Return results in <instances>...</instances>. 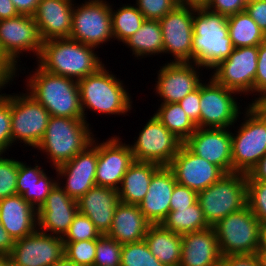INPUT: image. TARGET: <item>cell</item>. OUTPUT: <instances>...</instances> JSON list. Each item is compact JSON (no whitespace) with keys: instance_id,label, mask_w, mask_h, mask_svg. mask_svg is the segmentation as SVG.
<instances>
[{"instance_id":"1","label":"cell","mask_w":266,"mask_h":266,"mask_svg":"<svg viewBox=\"0 0 266 266\" xmlns=\"http://www.w3.org/2000/svg\"><path fill=\"white\" fill-rule=\"evenodd\" d=\"M95 48L71 38L46 40L36 60L37 65L48 73L78 81L105 65Z\"/></svg>"},{"instance_id":"2","label":"cell","mask_w":266,"mask_h":266,"mask_svg":"<svg viewBox=\"0 0 266 266\" xmlns=\"http://www.w3.org/2000/svg\"><path fill=\"white\" fill-rule=\"evenodd\" d=\"M192 63L213 70L233 52L227 17L198 7L193 12Z\"/></svg>"},{"instance_id":"3","label":"cell","mask_w":266,"mask_h":266,"mask_svg":"<svg viewBox=\"0 0 266 266\" xmlns=\"http://www.w3.org/2000/svg\"><path fill=\"white\" fill-rule=\"evenodd\" d=\"M27 78L26 92L43 105L50 116L84 118L75 79L48 73L38 65Z\"/></svg>"},{"instance_id":"4","label":"cell","mask_w":266,"mask_h":266,"mask_svg":"<svg viewBox=\"0 0 266 266\" xmlns=\"http://www.w3.org/2000/svg\"><path fill=\"white\" fill-rule=\"evenodd\" d=\"M111 72L103 65L97 72L77 81L84 120L87 123L89 122L85 111L88 109L102 115L119 116L125 114L128 116L127 113L132 110L133 101L125 89L124 81Z\"/></svg>"},{"instance_id":"5","label":"cell","mask_w":266,"mask_h":266,"mask_svg":"<svg viewBox=\"0 0 266 266\" xmlns=\"http://www.w3.org/2000/svg\"><path fill=\"white\" fill-rule=\"evenodd\" d=\"M89 125L84 118L50 116L46 131L35 149L45 153L50 159L47 162L56 168L92 143L95 135Z\"/></svg>"},{"instance_id":"6","label":"cell","mask_w":266,"mask_h":266,"mask_svg":"<svg viewBox=\"0 0 266 266\" xmlns=\"http://www.w3.org/2000/svg\"><path fill=\"white\" fill-rule=\"evenodd\" d=\"M250 103V104H249ZM248 103L243 122L231 131L232 173L248 174L266 154V106Z\"/></svg>"},{"instance_id":"7","label":"cell","mask_w":266,"mask_h":266,"mask_svg":"<svg viewBox=\"0 0 266 266\" xmlns=\"http://www.w3.org/2000/svg\"><path fill=\"white\" fill-rule=\"evenodd\" d=\"M221 256L261 252L263 225L248 205L213 226Z\"/></svg>"},{"instance_id":"8","label":"cell","mask_w":266,"mask_h":266,"mask_svg":"<svg viewBox=\"0 0 266 266\" xmlns=\"http://www.w3.org/2000/svg\"><path fill=\"white\" fill-rule=\"evenodd\" d=\"M197 201L210 227L229 214L247 206L245 173H226L217 182L198 192Z\"/></svg>"},{"instance_id":"9","label":"cell","mask_w":266,"mask_h":266,"mask_svg":"<svg viewBox=\"0 0 266 266\" xmlns=\"http://www.w3.org/2000/svg\"><path fill=\"white\" fill-rule=\"evenodd\" d=\"M207 80L208 83H200V120L196 123L197 128H232L241 115L242 105L235 97L239 93L217 83L211 76Z\"/></svg>"},{"instance_id":"10","label":"cell","mask_w":266,"mask_h":266,"mask_svg":"<svg viewBox=\"0 0 266 266\" xmlns=\"http://www.w3.org/2000/svg\"><path fill=\"white\" fill-rule=\"evenodd\" d=\"M10 107L11 146L20 140L35 149L46 131L50 113L26 91L10 94Z\"/></svg>"},{"instance_id":"11","label":"cell","mask_w":266,"mask_h":266,"mask_svg":"<svg viewBox=\"0 0 266 266\" xmlns=\"http://www.w3.org/2000/svg\"><path fill=\"white\" fill-rule=\"evenodd\" d=\"M80 43L99 48L113 39L111 4L106 0L74 3L70 37Z\"/></svg>"},{"instance_id":"12","label":"cell","mask_w":266,"mask_h":266,"mask_svg":"<svg viewBox=\"0 0 266 266\" xmlns=\"http://www.w3.org/2000/svg\"><path fill=\"white\" fill-rule=\"evenodd\" d=\"M42 44L33 16L18 15L0 20V52L16 71L21 70L19 68L21 65L18 63L20 56L25 52H32L37 60Z\"/></svg>"},{"instance_id":"13","label":"cell","mask_w":266,"mask_h":266,"mask_svg":"<svg viewBox=\"0 0 266 266\" xmlns=\"http://www.w3.org/2000/svg\"><path fill=\"white\" fill-rule=\"evenodd\" d=\"M135 142L129 144L135 161L153 162L168 166L183 142L171 133L153 114Z\"/></svg>"},{"instance_id":"14","label":"cell","mask_w":266,"mask_h":266,"mask_svg":"<svg viewBox=\"0 0 266 266\" xmlns=\"http://www.w3.org/2000/svg\"><path fill=\"white\" fill-rule=\"evenodd\" d=\"M257 63L258 46L234 48L227 59L213 68L210 76L222 86L239 93L240 97L244 94L251 96L254 95Z\"/></svg>"},{"instance_id":"15","label":"cell","mask_w":266,"mask_h":266,"mask_svg":"<svg viewBox=\"0 0 266 266\" xmlns=\"http://www.w3.org/2000/svg\"><path fill=\"white\" fill-rule=\"evenodd\" d=\"M196 8L177 5L159 20L163 35V55L171 54L170 62H191L193 12Z\"/></svg>"},{"instance_id":"16","label":"cell","mask_w":266,"mask_h":266,"mask_svg":"<svg viewBox=\"0 0 266 266\" xmlns=\"http://www.w3.org/2000/svg\"><path fill=\"white\" fill-rule=\"evenodd\" d=\"M97 142L98 138L96 139L94 136L92 143L83 151L79 152L70 161L53 168L56 170L60 187L76 201L96 185ZM62 179L65 182L62 183Z\"/></svg>"},{"instance_id":"17","label":"cell","mask_w":266,"mask_h":266,"mask_svg":"<svg viewBox=\"0 0 266 266\" xmlns=\"http://www.w3.org/2000/svg\"><path fill=\"white\" fill-rule=\"evenodd\" d=\"M202 68L192 62H167L160 66L154 91L161 104L179 102L197 89L203 81L202 72L199 74Z\"/></svg>"},{"instance_id":"18","label":"cell","mask_w":266,"mask_h":266,"mask_svg":"<svg viewBox=\"0 0 266 266\" xmlns=\"http://www.w3.org/2000/svg\"><path fill=\"white\" fill-rule=\"evenodd\" d=\"M64 256L62 237L36 230L14 242L9 258L16 266H53Z\"/></svg>"},{"instance_id":"19","label":"cell","mask_w":266,"mask_h":266,"mask_svg":"<svg viewBox=\"0 0 266 266\" xmlns=\"http://www.w3.org/2000/svg\"><path fill=\"white\" fill-rule=\"evenodd\" d=\"M229 128H197L183 143L192 153L232 173V138Z\"/></svg>"},{"instance_id":"20","label":"cell","mask_w":266,"mask_h":266,"mask_svg":"<svg viewBox=\"0 0 266 266\" xmlns=\"http://www.w3.org/2000/svg\"><path fill=\"white\" fill-rule=\"evenodd\" d=\"M168 167L172 170L177 183L197 193L225 175L218 166L192 153L184 144Z\"/></svg>"},{"instance_id":"21","label":"cell","mask_w":266,"mask_h":266,"mask_svg":"<svg viewBox=\"0 0 266 266\" xmlns=\"http://www.w3.org/2000/svg\"><path fill=\"white\" fill-rule=\"evenodd\" d=\"M115 135L98 142L96 185L118 189L127 169L135 161L129 144Z\"/></svg>"},{"instance_id":"22","label":"cell","mask_w":266,"mask_h":266,"mask_svg":"<svg viewBox=\"0 0 266 266\" xmlns=\"http://www.w3.org/2000/svg\"><path fill=\"white\" fill-rule=\"evenodd\" d=\"M77 213V201L57 183L37 210V230L63 238Z\"/></svg>"},{"instance_id":"23","label":"cell","mask_w":266,"mask_h":266,"mask_svg":"<svg viewBox=\"0 0 266 266\" xmlns=\"http://www.w3.org/2000/svg\"><path fill=\"white\" fill-rule=\"evenodd\" d=\"M75 0H40L33 15L42 41L69 38Z\"/></svg>"},{"instance_id":"24","label":"cell","mask_w":266,"mask_h":266,"mask_svg":"<svg viewBox=\"0 0 266 266\" xmlns=\"http://www.w3.org/2000/svg\"><path fill=\"white\" fill-rule=\"evenodd\" d=\"M168 166H161L152 176L148 191L138 205L151 224H161L170 211V200L176 184Z\"/></svg>"},{"instance_id":"25","label":"cell","mask_w":266,"mask_h":266,"mask_svg":"<svg viewBox=\"0 0 266 266\" xmlns=\"http://www.w3.org/2000/svg\"><path fill=\"white\" fill-rule=\"evenodd\" d=\"M119 203L117 189L95 185L77 200V208L79 213L94 223L101 235H105L111 228L114 212Z\"/></svg>"},{"instance_id":"26","label":"cell","mask_w":266,"mask_h":266,"mask_svg":"<svg viewBox=\"0 0 266 266\" xmlns=\"http://www.w3.org/2000/svg\"><path fill=\"white\" fill-rule=\"evenodd\" d=\"M221 254L213 227L182 235L179 266H218Z\"/></svg>"},{"instance_id":"27","label":"cell","mask_w":266,"mask_h":266,"mask_svg":"<svg viewBox=\"0 0 266 266\" xmlns=\"http://www.w3.org/2000/svg\"><path fill=\"white\" fill-rule=\"evenodd\" d=\"M0 222L14 239H22L37 230V210L22 195L0 200Z\"/></svg>"},{"instance_id":"28","label":"cell","mask_w":266,"mask_h":266,"mask_svg":"<svg viewBox=\"0 0 266 266\" xmlns=\"http://www.w3.org/2000/svg\"><path fill=\"white\" fill-rule=\"evenodd\" d=\"M35 163L34 166L19 161L17 174V194L22 195L26 202H29L36 210L45 202L46 197L58 183L55 178L46 174L45 169ZM53 178V179H52Z\"/></svg>"},{"instance_id":"29","label":"cell","mask_w":266,"mask_h":266,"mask_svg":"<svg viewBox=\"0 0 266 266\" xmlns=\"http://www.w3.org/2000/svg\"><path fill=\"white\" fill-rule=\"evenodd\" d=\"M151 223L138 205L120 202L114 212L112 225L106 234L120 244L144 240Z\"/></svg>"},{"instance_id":"30","label":"cell","mask_w":266,"mask_h":266,"mask_svg":"<svg viewBox=\"0 0 266 266\" xmlns=\"http://www.w3.org/2000/svg\"><path fill=\"white\" fill-rule=\"evenodd\" d=\"M160 167L153 162L134 161L117 189L120 202L139 205L148 191L153 174Z\"/></svg>"},{"instance_id":"31","label":"cell","mask_w":266,"mask_h":266,"mask_svg":"<svg viewBox=\"0 0 266 266\" xmlns=\"http://www.w3.org/2000/svg\"><path fill=\"white\" fill-rule=\"evenodd\" d=\"M144 240L150 252L164 266H179L182 235L165 229L161 224H151Z\"/></svg>"},{"instance_id":"32","label":"cell","mask_w":266,"mask_h":266,"mask_svg":"<svg viewBox=\"0 0 266 266\" xmlns=\"http://www.w3.org/2000/svg\"><path fill=\"white\" fill-rule=\"evenodd\" d=\"M123 44L138 60L163 54V35L159 20L145 19L142 26ZM140 57V58H139Z\"/></svg>"},{"instance_id":"33","label":"cell","mask_w":266,"mask_h":266,"mask_svg":"<svg viewBox=\"0 0 266 266\" xmlns=\"http://www.w3.org/2000/svg\"><path fill=\"white\" fill-rule=\"evenodd\" d=\"M228 34L234 48L259 46L265 39V33L246 11L227 17Z\"/></svg>"},{"instance_id":"34","label":"cell","mask_w":266,"mask_h":266,"mask_svg":"<svg viewBox=\"0 0 266 266\" xmlns=\"http://www.w3.org/2000/svg\"><path fill=\"white\" fill-rule=\"evenodd\" d=\"M161 225L180 235L210 227L198 201L188 208H177L175 211H169Z\"/></svg>"},{"instance_id":"35","label":"cell","mask_w":266,"mask_h":266,"mask_svg":"<svg viewBox=\"0 0 266 266\" xmlns=\"http://www.w3.org/2000/svg\"><path fill=\"white\" fill-rule=\"evenodd\" d=\"M154 115L183 143L197 129L196 124L190 117L187 116L178 102L160 104Z\"/></svg>"},{"instance_id":"36","label":"cell","mask_w":266,"mask_h":266,"mask_svg":"<svg viewBox=\"0 0 266 266\" xmlns=\"http://www.w3.org/2000/svg\"><path fill=\"white\" fill-rule=\"evenodd\" d=\"M122 6V7H121ZM117 10H113L111 4V23L113 40H117L118 43L124 42L130 36L137 32L142 26L145 18L143 14L138 10L136 5L123 4Z\"/></svg>"},{"instance_id":"37","label":"cell","mask_w":266,"mask_h":266,"mask_svg":"<svg viewBox=\"0 0 266 266\" xmlns=\"http://www.w3.org/2000/svg\"><path fill=\"white\" fill-rule=\"evenodd\" d=\"M121 266H164L150 252L145 240L123 244Z\"/></svg>"},{"instance_id":"38","label":"cell","mask_w":266,"mask_h":266,"mask_svg":"<svg viewBox=\"0 0 266 266\" xmlns=\"http://www.w3.org/2000/svg\"><path fill=\"white\" fill-rule=\"evenodd\" d=\"M122 247V244L108 235H101L96 242L93 266H121Z\"/></svg>"},{"instance_id":"39","label":"cell","mask_w":266,"mask_h":266,"mask_svg":"<svg viewBox=\"0 0 266 266\" xmlns=\"http://www.w3.org/2000/svg\"><path fill=\"white\" fill-rule=\"evenodd\" d=\"M97 239L64 242L65 257L78 266H93Z\"/></svg>"},{"instance_id":"40","label":"cell","mask_w":266,"mask_h":266,"mask_svg":"<svg viewBox=\"0 0 266 266\" xmlns=\"http://www.w3.org/2000/svg\"><path fill=\"white\" fill-rule=\"evenodd\" d=\"M0 154V200L17 194L19 160Z\"/></svg>"},{"instance_id":"41","label":"cell","mask_w":266,"mask_h":266,"mask_svg":"<svg viewBox=\"0 0 266 266\" xmlns=\"http://www.w3.org/2000/svg\"><path fill=\"white\" fill-rule=\"evenodd\" d=\"M247 205L259 222L266 225V181H247Z\"/></svg>"},{"instance_id":"42","label":"cell","mask_w":266,"mask_h":266,"mask_svg":"<svg viewBox=\"0 0 266 266\" xmlns=\"http://www.w3.org/2000/svg\"><path fill=\"white\" fill-rule=\"evenodd\" d=\"M101 233L96 229L94 223L85 215L77 213L68 232L63 237L64 242H76L98 239Z\"/></svg>"},{"instance_id":"43","label":"cell","mask_w":266,"mask_h":266,"mask_svg":"<svg viewBox=\"0 0 266 266\" xmlns=\"http://www.w3.org/2000/svg\"><path fill=\"white\" fill-rule=\"evenodd\" d=\"M0 93V154H5L11 147L10 94Z\"/></svg>"},{"instance_id":"44","label":"cell","mask_w":266,"mask_h":266,"mask_svg":"<svg viewBox=\"0 0 266 266\" xmlns=\"http://www.w3.org/2000/svg\"><path fill=\"white\" fill-rule=\"evenodd\" d=\"M136 7L145 19L160 20L177 5V0H136Z\"/></svg>"},{"instance_id":"45","label":"cell","mask_w":266,"mask_h":266,"mask_svg":"<svg viewBox=\"0 0 266 266\" xmlns=\"http://www.w3.org/2000/svg\"><path fill=\"white\" fill-rule=\"evenodd\" d=\"M254 96V99H251L252 104H263L266 101V39L258 46V63L254 80Z\"/></svg>"},{"instance_id":"46","label":"cell","mask_w":266,"mask_h":266,"mask_svg":"<svg viewBox=\"0 0 266 266\" xmlns=\"http://www.w3.org/2000/svg\"><path fill=\"white\" fill-rule=\"evenodd\" d=\"M198 199V193L179 183L175 184L173 194L170 200V211L177 208H188L195 204Z\"/></svg>"},{"instance_id":"47","label":"cell","mask_w":266,"mask_h":266,"mask_svg":"<svg viewBox=\"0 0 266 266\" xmlns=\"http://www.w3.org/2000/svg\"><path fill=\"white\" fill-rule=\"evenodd\" d=\"M245 0H210L206 8L226 17L245 11Z\"/></svg>"},{"instance_id":"48","label":"cell","mask_w":266,"mask_h":266,"mask_svg":"<svg viewBox=\"0 0 266 266\" xmlns=\"http://www.w3.org/2000/svg\"><path fill=\"white\" fill-rule=\"evenodd\" d=\"M261 253L221 256L218 266H262Z\"/></svg>"},{"instance_id":"49","label":"cell","mask_w":266,"mask_h":266,"mask_svg":"<svg viewBox=\"0 0 266 266\" xmlns=\"http://www.w3.org/2000/svg\"><path fill=\"white\" fill-rule=\"evenodd\" d=\"M178 103L183 108L187 116L190 117L196 124L200 120V85Z\"/></svg>"},{"instance_id":"50","label":"cell","mask_w":266,"mask_h":266,"mask_svg":"<svg viewBox=\"0 0 266 266\" xmlns=\"http://www.w3.org/2000/svg\"><path fill=\"white\" fill-rule=\"evenodd\" d=\"M245 11L266 35V0L246 5Z\"/></svg>"},{"instance_id":"51","label":"cell","mask_w":266,"mask_h":266,"mask_svg":"<svg viewBox=\"0 0 266 266\" xmlns=\"http://www.w3.org/2000/svg\"><path fill=\"white\" fill-rule=\"evenodd\" d=\"M18 72L19 71H16L0 52V91H2L8 84L9 86L10 83L12 84V81L17 77Z\"/></svg>"},{"instance_id":"52","label":"cell","mask_w":266,"mask_h":266,"mask_svg":"<svg viewBox=\"0 0 266 266\" xmlns=\"http://www.w3.org/2000/svg\"><path fill=\"white\" fill-rule=\"evenodd\" d=\"M247 181H266V154L258 161L253 169L246 174Z\"/></svg>"},{"instance_id":"53","label":"cell","mask_w":266,"mask_h":266,"mask_svg":"<svg viewBox=\"0 0 266 266\" xmlns=\"http://www.w3.org/2000/svg\"><path fill=\"white\" fill-rule=\"evenodd\" d=\"M20 15L33 16L40 0H11Z\"/></svg>"},{"instance_id":"54","label":"cell","mask_w":266,"mask_h":266,"mask_svg":"<svg viewBox=\"0 0 266 266\" xmlns=\"http://www.w3.org/2000/svg\"><path fill=\"white\" fill-rule=\"evenodd\" d=\"M14 239L3 228L0 222V255L9 256L14 247Z\"/></svg>"},{"instance_id":"55","label":"cell","mask_w":266,"mask_h":266,"mask_svg":"<svg viewBox=\"0 0 266 266\" xmlns=\"http://www.w3.org/2000/svg\"><path fill=\"white\" fill-rule=\"evenodd\" d=\"M20 15L11 0H0V20L14 18Z\"/></svg>"},{"instance_id":"56","label":"cell","mask_w":266,"mask_h":266,"mask_svg":"<svg viewBox=\"0 0 266 266\" xmlns=\"http://www.w3.org/2000/svg\"><path fill=\"white\" fill-rule=\"evenodd\" d=\"M179 5H186L191 7H206L210 0H177Z\"/></svg>"},{"instance_id":"57","label":"cell","mask_w":266,"mask_h":266,"mask_svg":"<svg viewBox=\"0 0 266 266\" xmlns=\"http://www.w3.org/2000/svg\"><path fill=\"white\" fill-rule=\"evenodd\" d=\"M53 266H78V265H76L73 262L69 261L64 256L60 261H58L57 263H55Z\"/></svg>"},{"instance_id":"58","label":"cell","mask_w":266,"mask_h":266,"mask_svg":"<svg viewBox=\"0 0 266 266\" xmlns=\"http://www.w3.org/2000/svg\"><path fill=\"white\" fill-rule=\"evenodd\" d=\"M262 248H266V225L263 226V244Z\"/></svg>"},{"instance_id":"59","label":"cell","mask_w":266,"mask_h":266,"mask_svg":"<svg viewBox=\"0 0 266 266\" xmlns=\"http://www.w3.org/2000/svg\"><path fill=\"white\" fill-rule=\"evenodd\" d=\"M261 256L263 258V264L266 265V248H261Z\"/></svg>"},{"instance_id":"60","label":"cell","mask_w":266,"mask_h":266,"mask_svg":"<svg viewBox=\"0 0 266 266\" xmlns=\"http://www.w3.org/2000/svg\"><path fill=\"white\" fill-rule=\"evenodd\" d=\"M0 266H6V256L0 255Z\"/></svg>"},{"instance_id":"61","label":"cell","mask_w":266,"mask_h":266,"mask_svg":"<svg viewBox=\"0 0 266 266\" xmlns=\"http://www.w3.org/2000/svg\"><path fill=\"white\" fill-rule=\"evenodd\" d=\"M6 266H16L12 261H10L9 256H6Z\"/></svg>"},{"instance_id":"62","label":"cell","mask_w":266,"mask_h":266,"mask_svg":"<svg viewBox=\"0 0 266 266\" xmlns=\"http://www.w3.org/2000/svg\"><path fill=\"white\" fill-rule=\"evenodd\" d=\"M258 1H261V0H245L246 5L253 3V2H258Z\"/></svg>"}]
</instances>
